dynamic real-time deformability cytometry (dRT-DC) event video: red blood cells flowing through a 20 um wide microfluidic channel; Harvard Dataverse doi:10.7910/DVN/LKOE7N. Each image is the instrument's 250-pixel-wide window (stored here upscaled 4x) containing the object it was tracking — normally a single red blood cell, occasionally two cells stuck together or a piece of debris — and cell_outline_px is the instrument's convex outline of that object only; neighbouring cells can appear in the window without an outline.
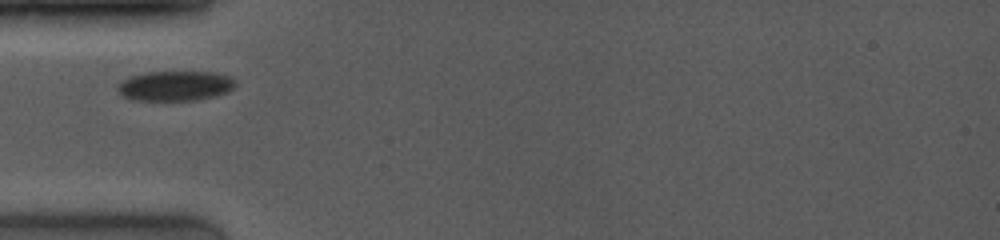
{"species": "common noctule bat (a hibernating species)", "species_latin": "Nyctalus noctula", "temperature_condition": "room temperature", "stored_images_in_passage": 63, "camera_frame_rate_fps": 4000, "um_per_image_px": 0.085, "animal": {"sex": "female", "body_mass_g": 19.0, "forearm_length_mm": 53.3}, "frame": {"image": 1, "passage_image": 1, "time_ms": 0.0, "image_size_px": [1000, 240], "cell_outline_px": [[236, 84], [228, 92], [216, 96], [196, 100], [128, 100], [116, 88], [116, 84], [120, 80], [128, 76], [148, 72], [216, 72], [232, 76], [236, 80]], "centroid_in_image_um": [14.88, 7.29], "position_along_channel_um": 70.1, "area_um2": 20.92}}
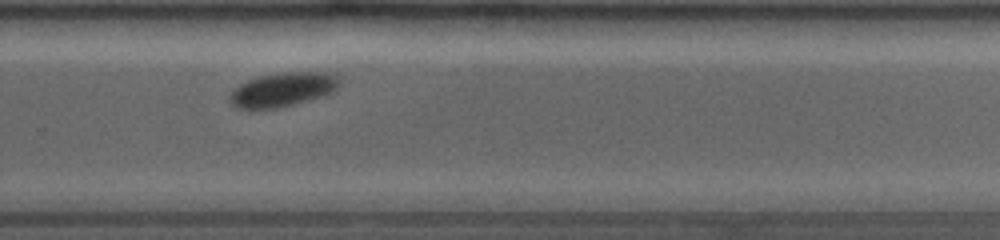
{"frame": {"image": 2, "passage_image": 41, "time_ms": 6.0, "image_size_px": [1000, 240], "cell_outline_px": [[340, 84], [332, 92], [324, 96], [276, 108], [236, 108], [228, 100], [228, 96], [240, 84], [248, 80], [260, 76], [280, 72], [328, 72], [340, 76]], "centroid_in_image_um": [24.06, 7.59], "position_along_channel_um": 305.7, "area_um2": 21.73}}
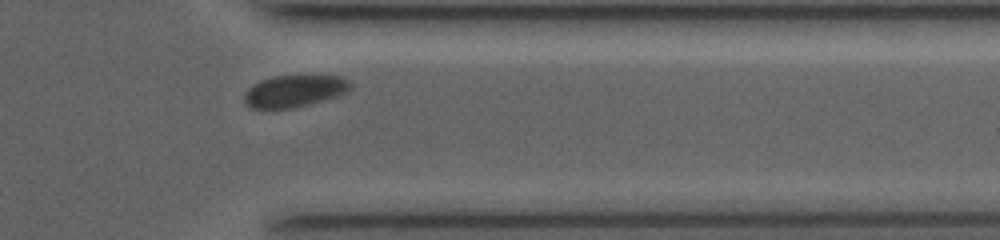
{"frame": {"image": 3, "passage_image": 54, "time_ms": 8.0, "image_size_px": [1000, 240], "cell_outline_px": [[352, 88], [348, 92], [324, 100], [308, 104], [288, 108], [248, 108], [244, 100], [244, 96], [248, 88], [252, 84], [260, 80], [272, 76], [340, 76], [352, 80]], "centroid_in_image_um": [25.04, 7.72], "position_along_channel_um": 386.4, "area_um2": 19.83}}